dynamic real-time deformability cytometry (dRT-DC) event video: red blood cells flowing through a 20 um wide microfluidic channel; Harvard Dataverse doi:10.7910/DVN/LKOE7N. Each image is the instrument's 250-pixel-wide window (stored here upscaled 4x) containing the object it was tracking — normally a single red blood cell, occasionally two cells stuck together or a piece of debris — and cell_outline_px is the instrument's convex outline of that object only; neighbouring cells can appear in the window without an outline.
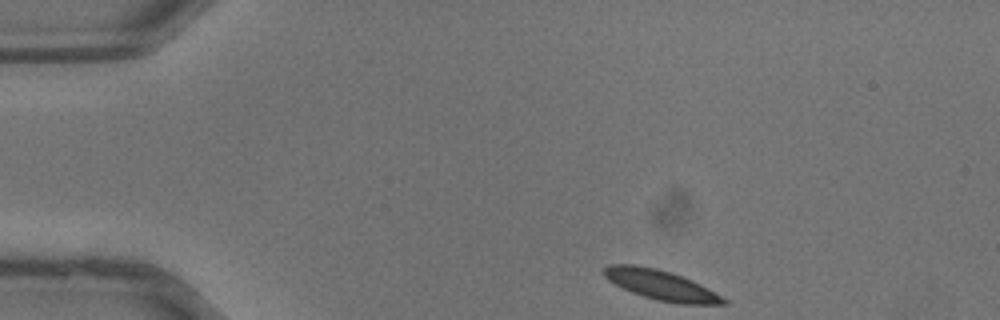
{"species": "common noctule bat (a hibernating species)", "species_latin": "Nyctalus noctula", "temperature_condition": "warm", "stored_images_in_passage": 32, "camera_frame_rate_fps": 3000, "um_per_image_px": 0.085, "animal": {"sex": "male", "body_mass_g": 13.3}, "frame": {"image": 1, "passage_image": 1, "time_ms": 0.0, "image_size_px": [1000, 320], "cell_outline_px": [[728, 304], [680, 304], [656, 300], [632, 292], [608, 280], [604, 276], [604, 268], [608, 264], [632, 264], [656, 268], [672, 272], [692, 280], [708, 288], [728, 300]], "centroid_in_image_um": [56.2, 24.22], "position_along_channel_um": 28.8, "area_um2": 20.75}}
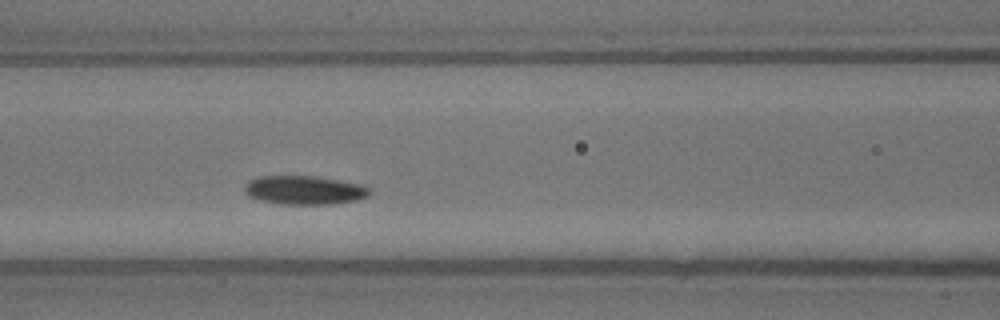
{"frame": {"image": 2, "passage_image": 11, "time_ms": 3.333, "image_size_px": [1000, 320], "cell_outline_px": [[372, 192], [368, 196], [356, 200], [332, 204], [280, 204], [260, 200], [248, 196], [244, 192], [244, 184], [248, 180], [260, 176], [312, 176], [340, 180], [364, 184], [372, 188]], "centroid_in_image_um": [25.89, 16.15], "position_along_channel_um": 140.7, "area_um2": 21.27}}
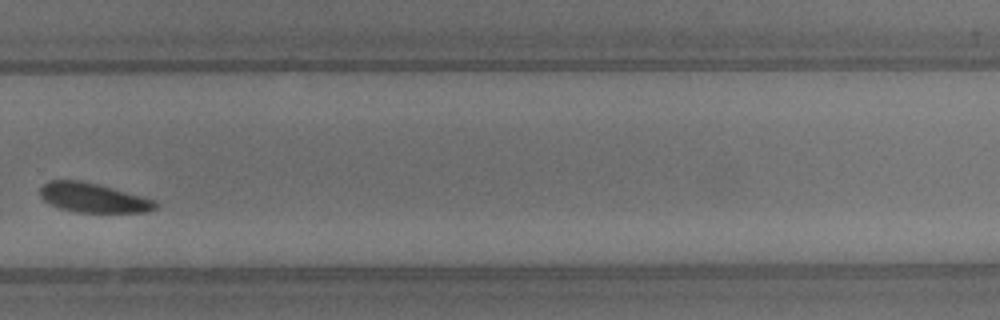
{"frame": {"image": 3, "passage_image": 21, "time_ms": 6.667, "image_size_px": [1000, 320], "cell_outline_px": [[160, 204], [156, 208], [148, 212], [76, 212], [60, 208], [44, 200], [40, 196], [40, 188], [48, 180], [80, 180], [112, 188], [156, 200]], "centroid_in_image_um": [7.94, 16.81], "position_along_channel_um": 321.9, "area_um2": 19.65}}